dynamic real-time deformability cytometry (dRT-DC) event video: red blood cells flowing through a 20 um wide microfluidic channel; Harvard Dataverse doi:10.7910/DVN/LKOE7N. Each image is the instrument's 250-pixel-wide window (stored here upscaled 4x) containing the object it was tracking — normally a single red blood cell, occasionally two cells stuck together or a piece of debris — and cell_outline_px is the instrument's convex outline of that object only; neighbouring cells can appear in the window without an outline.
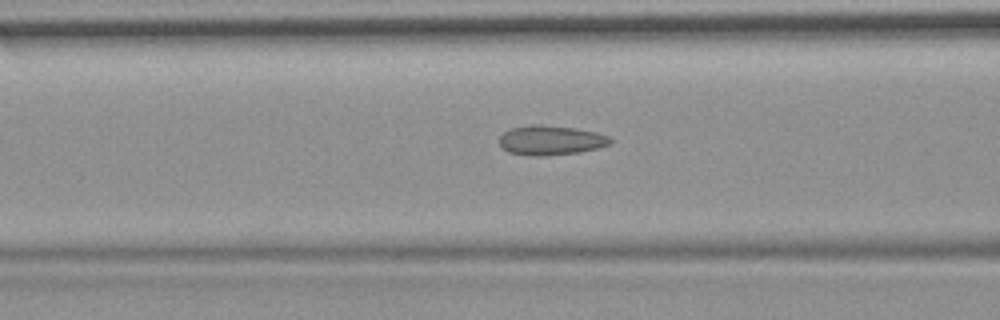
{"species": "common noctule bat (a hibernating species)", "species_latin": "Nyctalus noctula", "temperature_condition": "room temperature", "stored_images_in_passage": 46, "camera_frame_rate_fps": 3000, "um_per_image_px": 0.085, "animal": {"sex": "female", "body_mass_g": 19.9}, "frame": {"image": 1, "passage_image": 14, "time_ms": 4.333, "image_size_px": [1000, 320], "cell_outline_px": [[612, 140], [608, 144], [600, 148], [580, 152], [544, 156], [536, 156], [508, 152], [500, 148], [500, 136], [508, 128], [532, 124], [540, 124], [576, 128], [596, 132], [608, 136]], "centroid_in_image_um": [46.79, 11.91], "position_along_channel_um": 119.8, "area_um2": 19.31}, "authors_computed_cell_mechanics": {"area_um2": 18.3515, "velocity_mm_per_s": 3.7411, "shape_relaxation_time_tau1_ms": null, "shape_relaxation_time_tau2_ms": 1.6503, "deformation_change_tau1": null, "deformation_change_tau2": 0.0944}}